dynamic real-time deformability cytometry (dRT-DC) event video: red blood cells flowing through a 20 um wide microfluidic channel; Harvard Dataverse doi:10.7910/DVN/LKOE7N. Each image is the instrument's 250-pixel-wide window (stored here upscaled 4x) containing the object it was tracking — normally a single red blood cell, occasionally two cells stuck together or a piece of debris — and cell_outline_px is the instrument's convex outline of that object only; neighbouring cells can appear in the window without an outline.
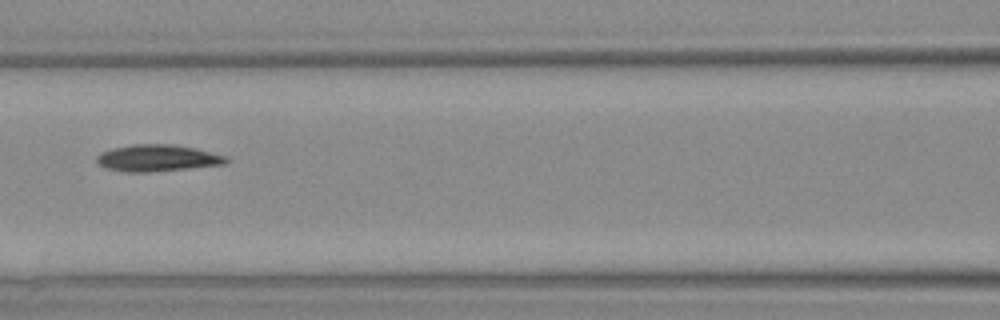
{"species": "Egyptian fruit bat (a non-hibernating species)", "species_latin": "Rousettus aegyptiacus", "temperature_condition": "warm", "stored_images_in_passage": 3, "camera_frame_rate_fps": 3000, "um_per_image_px": 0.085, "animal": {"sex": "female"}, "frame": {"image": 1, "passage_image": 3, "time_ms": 3.0, "image_size_px": [1000, 320], "cell_outline_px": [[232, 160], [228, 164], [148, 172], [128, 172], [108, 168], [100, 164], [96, 160], [96, 156], [104, 152], [116, 148], [132, 144], [172, 144], [196, 148], [228, 156]], "centroid_in_image_um": [13.5, 13.43], "position_along_channel_um": 153.1, "area_um2": 20.06}}